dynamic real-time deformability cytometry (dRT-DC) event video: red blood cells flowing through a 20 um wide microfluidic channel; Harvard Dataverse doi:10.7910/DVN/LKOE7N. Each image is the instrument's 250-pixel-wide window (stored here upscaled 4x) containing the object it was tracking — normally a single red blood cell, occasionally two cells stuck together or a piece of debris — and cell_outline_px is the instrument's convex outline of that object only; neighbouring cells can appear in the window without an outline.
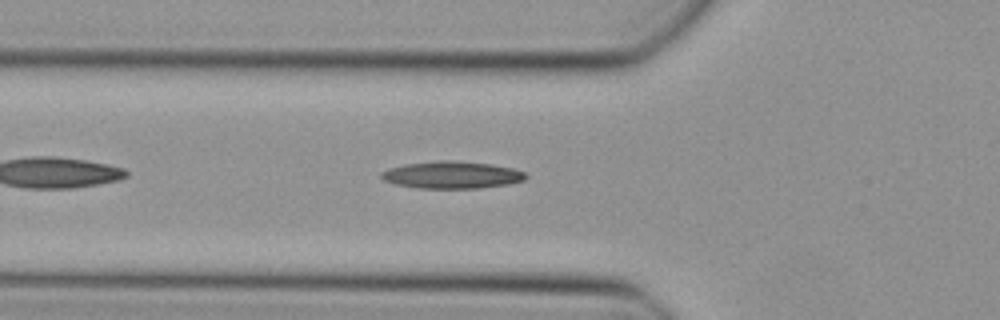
{"species": "Egyptian fruit bat (a non-hibernating species)", "species_latin": "Rousettus aegyptiacus", "temperature_condition": "cold", "stored_images_in_passage": 37, "camera_frame_rate_fps": 3000, "um_per_image_px": 0.085, "animal": {"sex": "female"}, "frame": {"image": 1, "passage_image": 5, "time_ms": 1.333, "image_size_px": [1000, 320], "cell_outline_px": [[528, 176], [524, 180], [508, 184], [480, 188], [420, 188], [396, 184], [384, 180], [380, 176], [380, 172], [388, 168], [404, 164], [440, 160], [444, 160], [488, 164], [512, 168], [524, 172]], "centroid_in_image_um": [38.38, 14.87], "position_along_channel_um": 87.4, "area_um2": 22.66}}
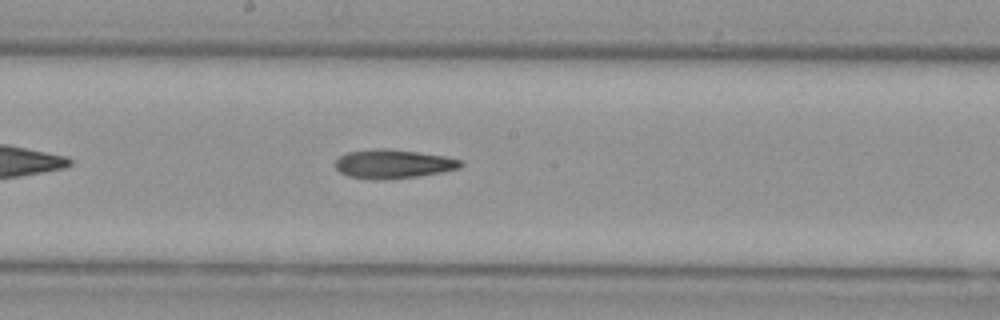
{"frame": {"image": 2, "passage_image": 14, "time_ms": 4.333, "image_size_px": [1000, 320], "cell_outline_px": [[464, 164], [460, 168], [444, 172], [420, 176], [380, 180], [348, 176], [340, 172], [336, 168], [336, 160], [340, 156], [348, 152], [376, 148], [384, 148], [416, 152], [444, 156], [460, 160]], "centroid_in_image_um": [33.44, 13.94], "position_along_channel_um": 214.8, "area_um2": 21.04}}
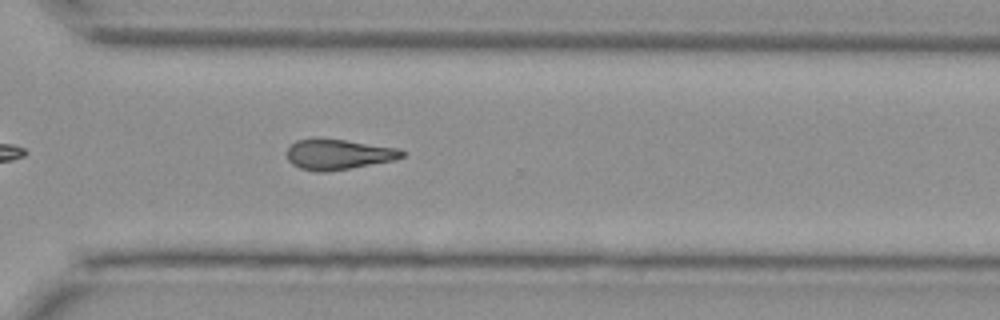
{"frame": {"image": 3, "passage_image": 23, "time_ms": 7.333, "image_size_px": [1000, 320], "cell_outline_px": [[404, 156], [396, 160], [324, 172], [316, 172], [300, 168], [292, 164], [288, 160], [288, 148], [296, 140], [344, 140], [400, 148], [404, 152]], "centroid_in_image_um": [28.8, 13.14], "position_along_channel_um": 341.8, "area_um2": 19.88}}